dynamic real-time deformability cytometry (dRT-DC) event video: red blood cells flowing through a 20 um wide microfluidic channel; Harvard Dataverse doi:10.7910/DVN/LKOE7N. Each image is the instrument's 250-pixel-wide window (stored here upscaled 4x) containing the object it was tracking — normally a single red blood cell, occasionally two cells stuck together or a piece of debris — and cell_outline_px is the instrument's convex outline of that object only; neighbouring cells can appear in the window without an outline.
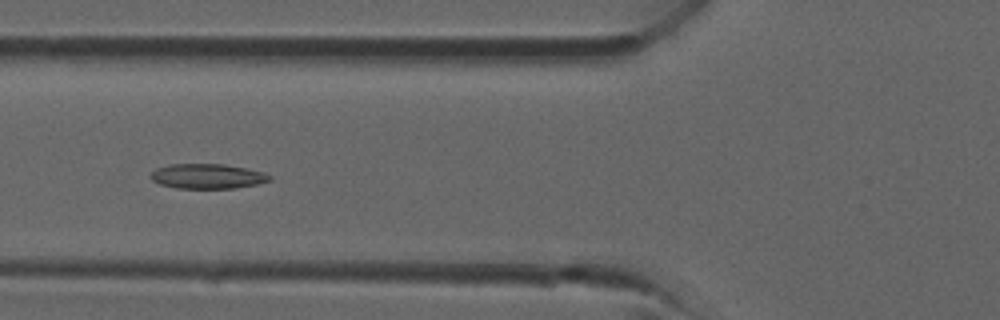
{"species": "common noctule bat (a hibernating species)", "species_latin": "Nyctalus noctula", "temperature_condition": "room temperature", "stored_images_in_passage": 37, "camera_frame_rate_fps": 3000, "um_per_image_px": 0.085, "animal": {"sex": "male", "forearm_length_mm": 52.5}, "frame": {"image": 1, "passage_image": 13, "time_ms": 4.0, "image_size_px": [1000, 320], "cell_outline_px": [[272, 180], [256, 184], [236, 188], [176, 188], [160, 184], [152, 180], [148, 176], [156, 168], [168, 164], [224, 164], [264, 172], [272, 176]], "centroid_in_image_um": [17.62, 14.98], "position_along_channel_um": 108.2, "area_um2": 17.28}}
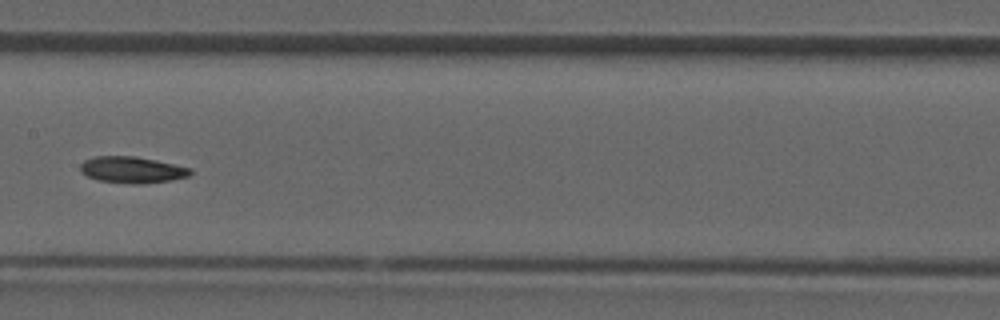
{"frame": {"image": 2, "passage_image": 18, "time_ms": 5.667, "image_size_px": [1000, 320], "cell_outline_px": [[192, 172], [188, 176], [172, 180], [140, 184], [132, 184], [100, 180], [88, 176], [80, 172], [80, 164], [84, 160], [96, 156], [136, 156], [156, 160], [192, 168]], "centroid_in_image_um": [11.23, 14.43], "position_along_channel_um": 196.2, "area_um2": 16.94}}
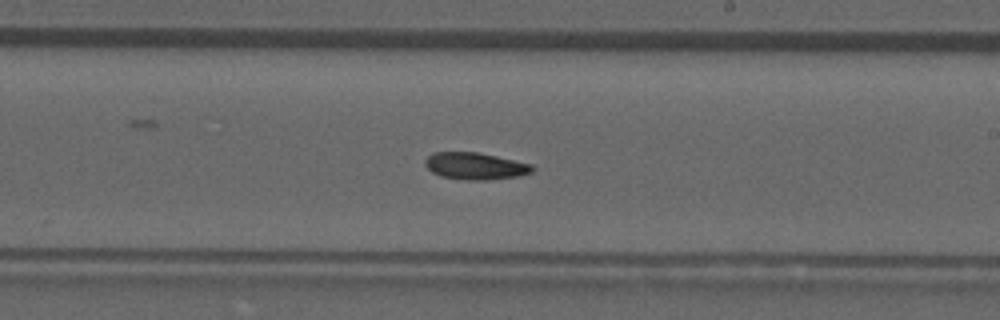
{"frame": {"image": 3, "passage_image": 21, "time_ms": 6.667, "image_size_px": [1000, 320], "cell_outline_px": [[536, 168], [532, 172], [520, 176], [488, 180], [464, 180], [440, 176], [432, 172], [424, 164], [424, 160], [432, 152], [476, 152], [496, 156], [532, 164]], "centroid_in_image_um": [40.4, 14.12], "position_along_channel_um": 248.6, "area_um2": 16.99}}